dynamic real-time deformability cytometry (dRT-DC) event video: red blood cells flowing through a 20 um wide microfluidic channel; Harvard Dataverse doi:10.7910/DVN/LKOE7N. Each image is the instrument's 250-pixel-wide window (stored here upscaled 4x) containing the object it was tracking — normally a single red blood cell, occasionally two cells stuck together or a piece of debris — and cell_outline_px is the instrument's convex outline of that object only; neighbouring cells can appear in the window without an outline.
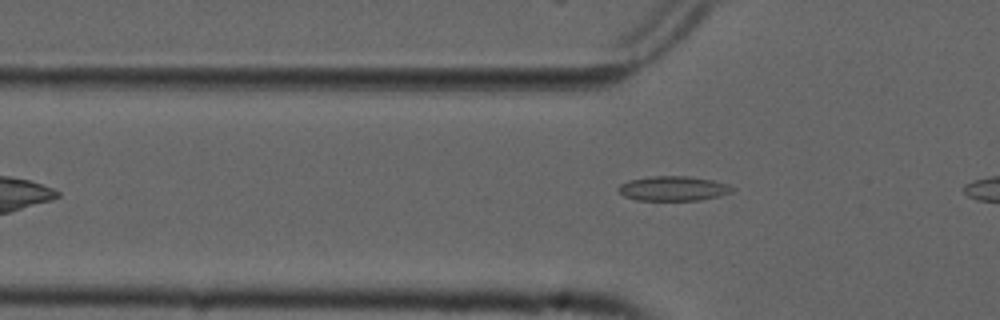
{"species": "common noctule bat (a hibernating species)", "species_latin": "Nyctalus noctula", "temperature_condition": "cold", "stored_images_in_passage": 13, "camera_frame_rate_fps": 3000, "um_per_image_px": 0.085, "animal": {"sex": "male", "forearm_length_mm": 52.5}, "frame": {"image": 1, "passage_image": 3, "time_ms": 0.667, "image_size_px": [1000, 320], "cell_outline_px": [[736, 188], [732, 192], [720, 196], [700, 200], [636, 200], [624, 196], [616, 188], [620, 184], [628, 180], [652, 176], [688, 176], [712, 180], [728, 184]], "centroid_in_image_um": [57.23, 16.02], "position_along_channel_um": 68.6, "area_um2": 16.47}}
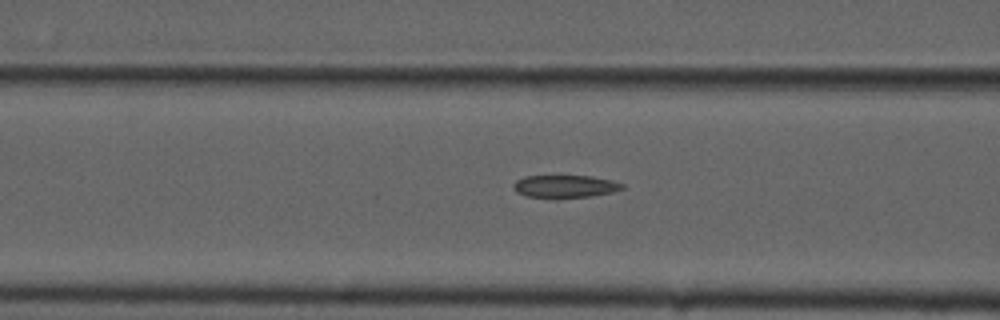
{"frame": {"image": 2, "passage_image": 7, "time_ms": 2.0, "image_size_px": [1000, 320], "cell_outline_px": [[624, 188], [612, 192], [592, 196], [556, 200], [528, 196], [516, 192], [512, 188], [512, 184], [516, 180], [524, 176], [592, 176], [612, 180], [624, 184]], "centroid_in_image_um": [47.99, 15.87], "position_along_channel_um": 118.6, "area_um2": 14.85}}
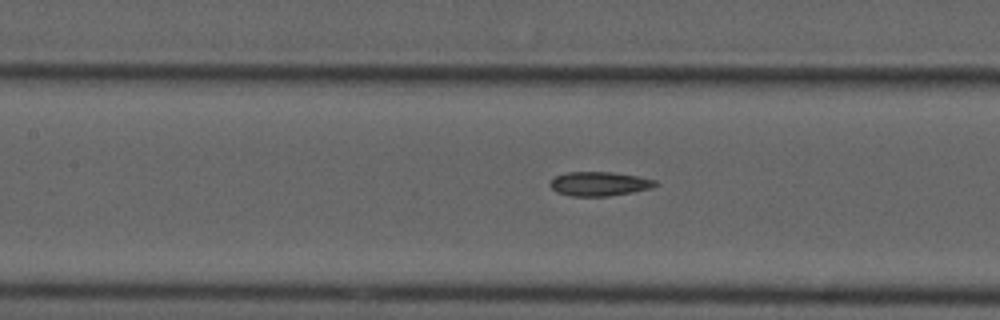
{"frame": {"image": 3, "passage_image": 10, "time_ms": 3.0, "image_size_px": [1000, 320], "cell_outline_px": [[660, 184], [652, 188], [632, 192], [608, 196], [572, 196], [556, 192], [548, 184], [556, 176], [568, 172], [612, 172], [636, 176], [656, 180]], "centroid_in_image_um": [50.96, 15.62], "position_along_channel_um": 156.4, "area_um2": 14.8}}